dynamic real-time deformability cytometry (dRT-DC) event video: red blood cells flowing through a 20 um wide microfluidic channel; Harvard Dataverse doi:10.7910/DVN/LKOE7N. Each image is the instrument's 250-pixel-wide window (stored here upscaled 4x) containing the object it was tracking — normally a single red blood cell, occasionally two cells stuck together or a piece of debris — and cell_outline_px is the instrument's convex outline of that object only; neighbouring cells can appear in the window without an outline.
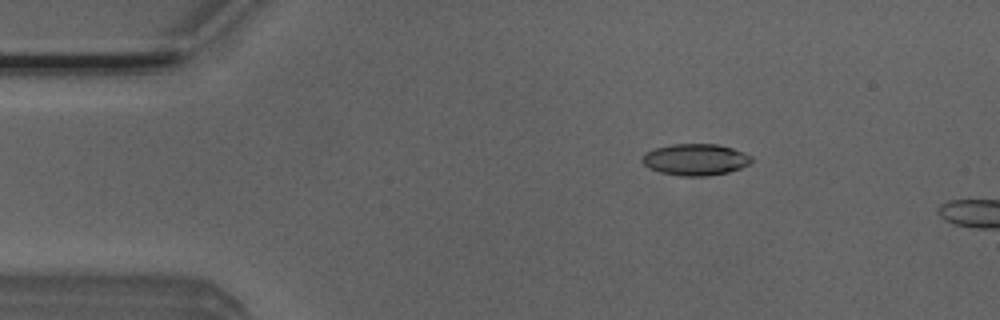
{"species": "Egyptian fruit bat (a non-hibernating species)", "species_latin": "Rousettus aegyptiacus", "temperature_condition": "room temperature", "stored_images_in_passage": 4, "camera_frame_rate_fps": 3000, "um_per_image_px": 0.085, "animal": {"sex": "male"}, "frame": {"image": 1, "passage_image": 2, "time_ms": 0.333, "image_size_px": [1000, 320], "cell_outline_px": [[752, 160], [748, 164], [740, 168], [728, 172], [704, 176], [680, 176], [660, 172], [648, 168], [640, 160], [640, 156], [644, 152], [656, 148], [672, 144], [716, 144], [732, 148], [744, 152], [752, 156]], "centroid_in_image_um": [59.06, 13.56], "position_along_channel_um": 25.9, "area_um2": 20.17}}